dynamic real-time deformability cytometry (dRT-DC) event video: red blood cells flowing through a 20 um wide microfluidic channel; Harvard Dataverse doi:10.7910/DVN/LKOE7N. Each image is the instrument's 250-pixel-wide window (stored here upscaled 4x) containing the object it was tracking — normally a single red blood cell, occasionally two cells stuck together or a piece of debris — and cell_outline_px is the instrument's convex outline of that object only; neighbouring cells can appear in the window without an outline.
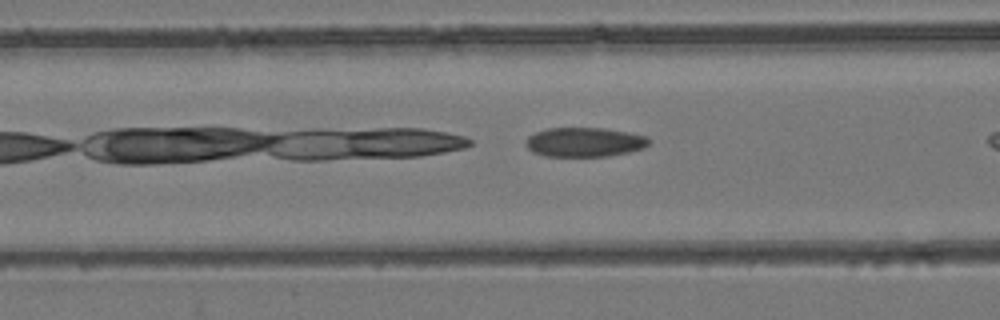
{"species": "common noctule bat (a hibernating species)", "species_latin": "Nyctalus noctula", "temperature_condition": "room temperature", "stored_images_in_passage": 6, "camera_frame_rate_fps": 3000, "um_per_image_px": 0.085, "animal": {"sex": "female", "body_mass_g": 24.6, "forearm_length_mm": 56.2}, "frame": {"image": 1, "passage_image": 5, "time_ms": 1.333, "image_size_px": [1000, 320], "cell_outline_px": [[648, 144], [644, 148], [628, 152], [608, 156], [544, 156], [532, 152], [524, 144], [528, 136], [536, 132], [548, 128], [604, 128], [628, 132], [648, 136]], "centroid_in_image_um": [49.66, 12.08], "position_along_channel_um": 116.9, "area_um2": 21.1}}